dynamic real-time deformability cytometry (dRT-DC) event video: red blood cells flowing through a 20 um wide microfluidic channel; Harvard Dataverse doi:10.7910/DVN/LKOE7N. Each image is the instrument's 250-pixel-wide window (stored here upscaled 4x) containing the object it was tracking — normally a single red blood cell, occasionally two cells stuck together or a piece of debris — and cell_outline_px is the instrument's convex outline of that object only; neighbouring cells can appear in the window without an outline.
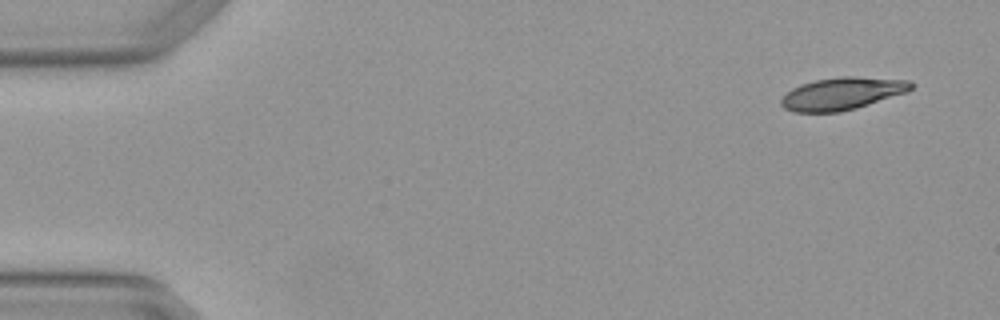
{"species": "Egyptian fruit bat (a non-hibernating species)", "species_latin": "Rousettus aegyptiacus", "temperature_condition": "warm", "stored_images_in_passage": 4, "camera_frame_rate_fps": 3000, "um_per_image_px": 0.085, "animal": {"sex": "female"}, "frame": {"image": 1, "passage_image": 1, "time_ms": 0.0, "image_size_px": [1000, 320], "cell_outline_px": [[916, 84], [908, 92], [856, 108], [840, 112], [792, 112], [784, 108], [780, 104], [780, 100], [792, 88], [800, 84], [816, 80], [840, 76], [856, 76], [908, 80]], "centroid_in_image_um": [71.6, 7.95], "position_along_channel_um": 13.4, "area_um2": 24.68}}
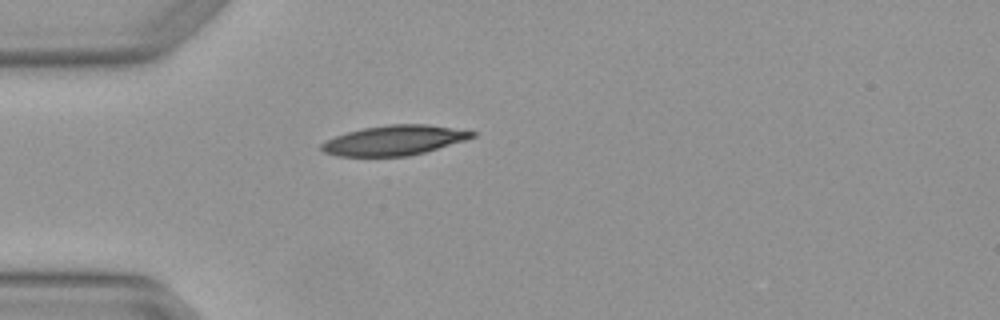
{"frame": {"image": 2, "passage_image": 4, "time_ms": 1.0, "image_size_px": [1000, 320], "cell_outline_px": [[476, 136], [464, 140], [424, 152], [408, 156], [336, 156], [324, 152], [320, 148], [320, 144], [324, 140], [348, 132], [364, 128], [388, 124], [428, 124], [476, 132]], "centroid_in_image_um": [33.46, 11.92], "position_along_channel_um": 51.5, "area_um2": 26.01}}